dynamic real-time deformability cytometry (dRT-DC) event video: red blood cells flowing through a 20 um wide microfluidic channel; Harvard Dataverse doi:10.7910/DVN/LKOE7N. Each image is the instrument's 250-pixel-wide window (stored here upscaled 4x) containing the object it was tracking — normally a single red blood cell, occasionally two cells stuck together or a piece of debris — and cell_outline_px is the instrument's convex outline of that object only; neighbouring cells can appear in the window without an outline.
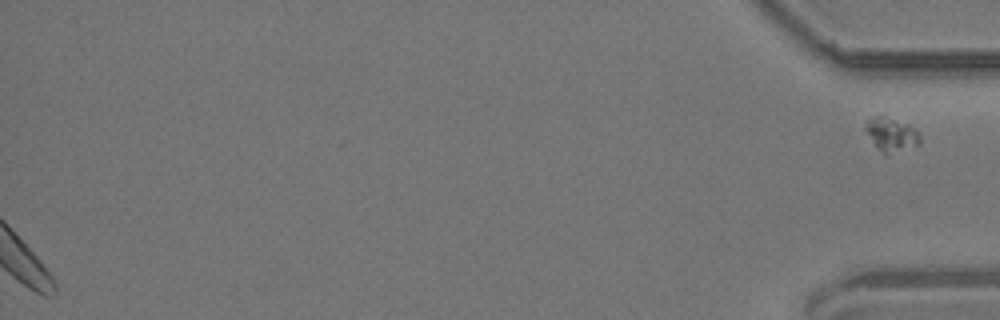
{"species": "common noctule bat (a hibernating species)", "species_latin": "Nyctalus noctula", "temperature_condition": "room temperature", "stored_images_in_passage": 53, "segment_of_instrument_passage": [2, 2], "camera_frame_rate_fps": 3000, "um_per_image_px": 0.085, "animal": {"sex": "male", "body_mass_g": 19.2, "forearm_length_mm": 51.8}, "frame": {"image": 1, "passage_image": 53, "time_ms": 17.333, "image_size_px": [1000, 320], "cell_outline_px": [[920, 144], [888, 156], [884, 156], [864, 132], [864, 120], [872, 116], [884, 116], [908, 124], [916, 128], [920, 132]], "centroid_in_image_um": [75.73, 11.45], "position_along_channel_um": 359.5, "area_um2": 11.27}}